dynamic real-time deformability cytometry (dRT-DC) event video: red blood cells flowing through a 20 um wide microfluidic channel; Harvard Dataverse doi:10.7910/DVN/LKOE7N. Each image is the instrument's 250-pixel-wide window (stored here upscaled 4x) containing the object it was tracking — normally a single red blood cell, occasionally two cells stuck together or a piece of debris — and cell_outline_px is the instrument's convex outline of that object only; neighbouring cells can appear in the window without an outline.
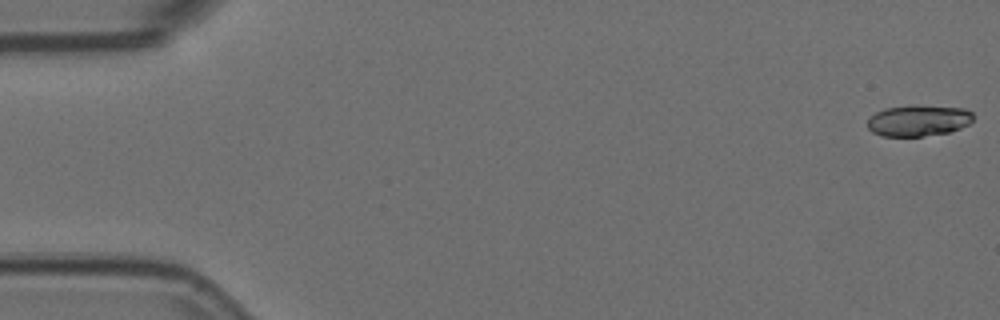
{"species": "Egyptian fruit bat (a non-hibernating species)", "species_latin": "Rousettus aegyptiacus", "temperature_condition": "room temperature", "stored_images_in_passage": 5, "camera_frame_rate_fps": 3000, "um_per_image_px": 0.085, "animal": {"sex": "female"}, "frame": {"image": 1, "passage_image": 1, "time_ms": 0.0, "image_size_px": [1000, 320], "cell_outline_px": [[972, 120], [968, 124], [960, 128], [948, 132], [920, 136], [880, 136], [872, 132], [868, 128], [868, 120], [876, 112], [884, 108], [964, 108], [972, 112]], "centroid_in_image_um": [78.03, 10.3], "position_along_channel_um": 7.0, "area_um2": 18.15}}
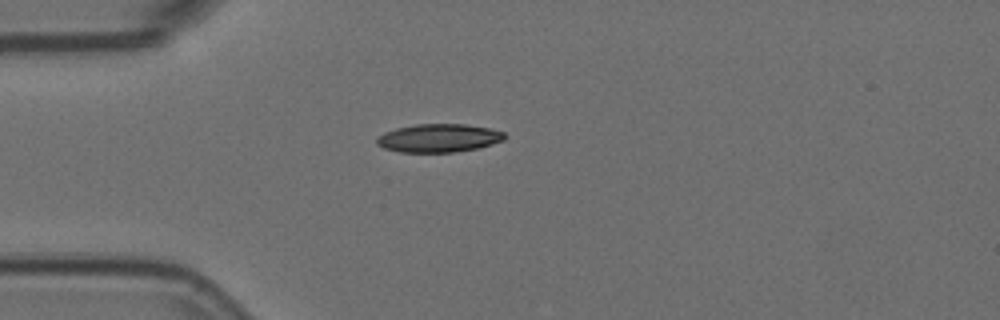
{"frame": {"image": 2, "passage_image": 5, "time_ms": 1.333, "image_size_px": [1000, 320], "cell_outline_px": [[508, 136], [504, 140], [492, 144], [476, 148], [452, 152], [400, 152], [384, 148], [376, 144], [376, 136], [384, 132], [396, 128], [416, 124], [464, 124], [488, 128], [504, 132]], "centroid_in_image_um": [37.27, 11.73], "position_along_channel_um": 47.7, "area_um2": 21.1}}